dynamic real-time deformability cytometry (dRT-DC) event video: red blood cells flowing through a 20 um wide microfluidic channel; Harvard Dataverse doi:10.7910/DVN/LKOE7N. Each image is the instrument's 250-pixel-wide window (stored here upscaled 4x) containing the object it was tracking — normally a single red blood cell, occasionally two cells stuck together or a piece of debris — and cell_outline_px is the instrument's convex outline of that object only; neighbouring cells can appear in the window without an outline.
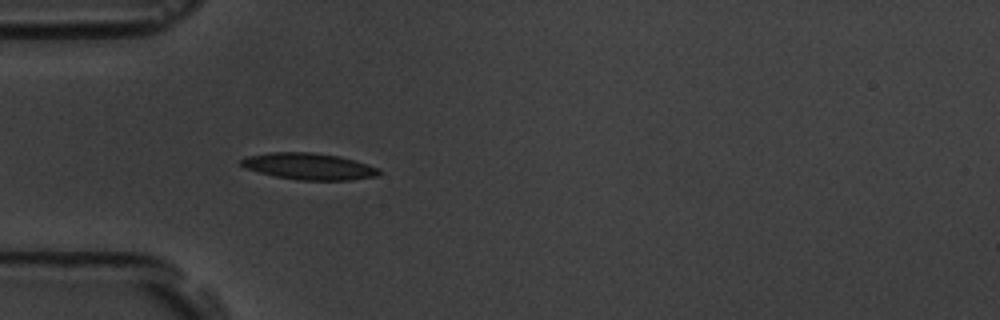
{"species": "common noctule bat (a hibernating species)", "species_latin": "Nyctalus noctula", "temperature_condition": "room temperature", "stored_images_in_passage": 5, "camera_frame_rate_fps": 3000, "um_per_image_px": 0.085, "animal": {"sex": "male", "body_mass_g": 19.5, "forearm_length_mm": 54.6}, "frame": {"image": 1, "passage_image": 5, "time_ms": 4.667, "image_size_px": [1000, 320], "cell_outline_px": [[380, 172], [376, 176], [348, 180], [296, 180], [276, 176], [244, 168], [240, 164], [240, 160], [248, 156], [268, 152], [312, 152], [340, 156], [376, 168]], "centroid_in_image_um": [26.18, 14.13], "position_along_channel_um": 58.8, "area_um2": 21.04}}